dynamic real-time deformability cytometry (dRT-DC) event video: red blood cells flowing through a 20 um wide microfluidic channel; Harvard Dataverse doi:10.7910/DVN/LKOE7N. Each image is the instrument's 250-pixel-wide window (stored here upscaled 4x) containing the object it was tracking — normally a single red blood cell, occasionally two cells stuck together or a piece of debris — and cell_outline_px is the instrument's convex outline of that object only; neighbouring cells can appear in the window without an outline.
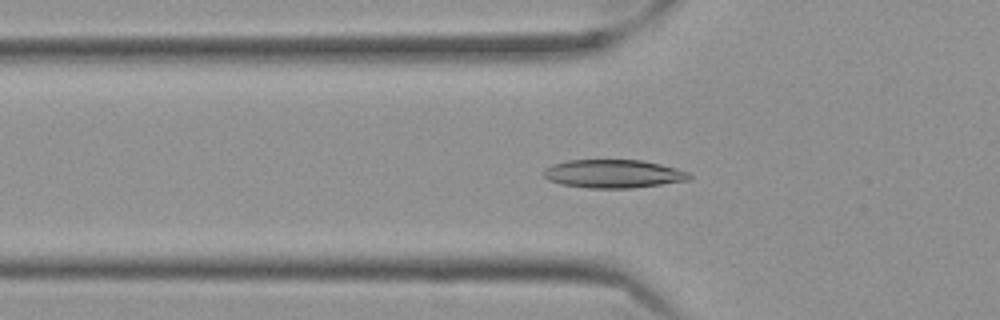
{"species": "Egyptian fruit bat (a non-hibernating species)", "species_latin": "Rousettus aegyptiacus", "temperature_condition": "cold", "stored_images_in_passage": 57, "camera_frame_rate_fps": 3000, "um_per_image_px": 0.085, "frame": {"image": 1, "passage_image": 19, "time_ms": 6.0, "image_size_px": [1000, 320], "cell_outline_px": [[692, 176], [688, 180], [632, 188], [588, 188], [560, 184], [548, 180], [544, 176], [544, 168], [552, 164], [568, 160], [640, 160], [660, 164], [676, 168], [688, 172]], "centroid_in_image_um": [52.1, 14.77], "position_along_channel_um": 73.7, "area_um2": 23.99}}
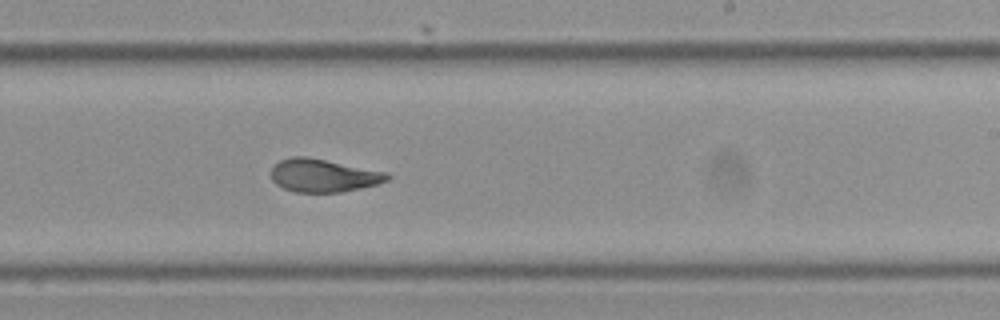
{"frame": {"image": 2, "passage_image": 35, "time_ms": 11.333, "image_size_px": [1000, 320], "cell_outline_px": [[392, 176], [388, 180], [376, 184], [360, 188], [340, 192], [296, 192], [284, 188], [276, 184], [272, 180], [272, 168], [280, 160], [292, 156], [308, 156], [388, 172]], "centroid_in_image_um": [27.51, 14.9], "position_along_channel_um": 261.5, "area_um2": 22.37}}
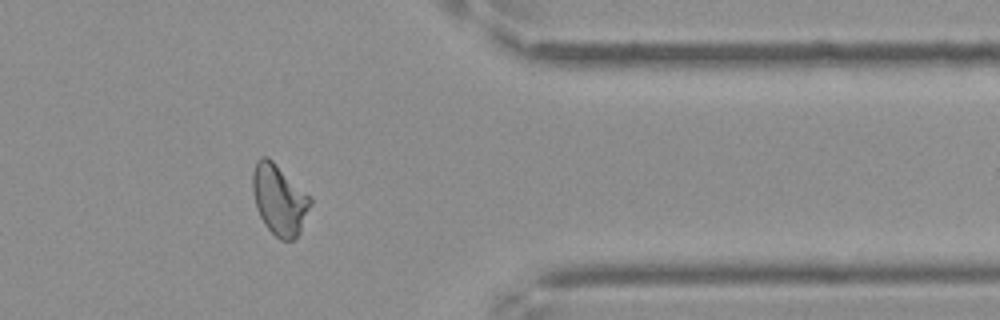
{"frame": {"image": 3, "passage_image": 47, "time_ms": 15.333, "image_size_px": [1000, 320], "cell_outline_px": [[312, 204], [300, 232], [292, 240], [280, 240], [264, 224], [256, 208], [252, 188], [252, 172], [256, 160], [260, 156], [268, 156], [312, 196]], "centroid_in_image_um": [23.75, 16.94], "position_along_channel_um": 387.7, "area_um2": 24.04}, "authors_computed_cell_mechanics": {"area_um2": 22.7732, "velocity_mm_per_s": 3.5048, "shape_relaxation_time_tau1_ms": 5.8758, "shape_relaxation_time_tau2_ms": 1.5609, "deformation_change_tau1": 0.175, "deformation_change_tau2": 0.0767}}